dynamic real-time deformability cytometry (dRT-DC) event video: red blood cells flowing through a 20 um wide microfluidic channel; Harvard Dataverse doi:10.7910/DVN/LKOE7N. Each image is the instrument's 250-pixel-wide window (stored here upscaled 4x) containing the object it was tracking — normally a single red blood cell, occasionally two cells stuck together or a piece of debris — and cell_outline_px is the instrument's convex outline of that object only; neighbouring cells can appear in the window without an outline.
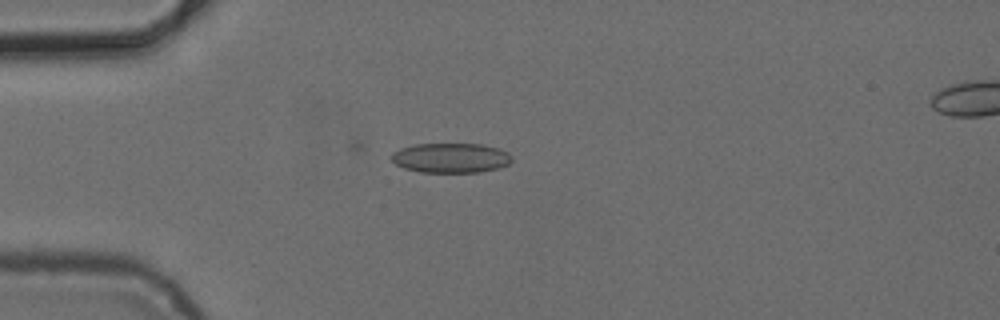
{"species": "common noctule bat (a hibernating species)", "species_latin": "Nyctalus noctula", "temperature_condition": "cold", "stored_images_in_passage": 3, "camera_frame_rate_fps": 3000, "um_per_image_px": 0.085, "animal": {"sex": "female", "body_mass_g": 24.6, "forearm_length_mm": 56.2}, "frame": {"image": 1, "passage_image": 2, "time_ms": 1.0, "image_size_px": [1000, 320], "cell_outline_px": [[512, 160], [508, 164], [500, 168], [480, 172], [420, 172], [404, 168], [396, 164], [392, 160], [392, 152], [400, 148], [416, 144], [480, 144], [500, 148], [508, 152], [512, 156]], "centroid_in_image_um": [38.34, 13.42], "position_along_channel_um": 46.7, "area_um2": 20.98}}